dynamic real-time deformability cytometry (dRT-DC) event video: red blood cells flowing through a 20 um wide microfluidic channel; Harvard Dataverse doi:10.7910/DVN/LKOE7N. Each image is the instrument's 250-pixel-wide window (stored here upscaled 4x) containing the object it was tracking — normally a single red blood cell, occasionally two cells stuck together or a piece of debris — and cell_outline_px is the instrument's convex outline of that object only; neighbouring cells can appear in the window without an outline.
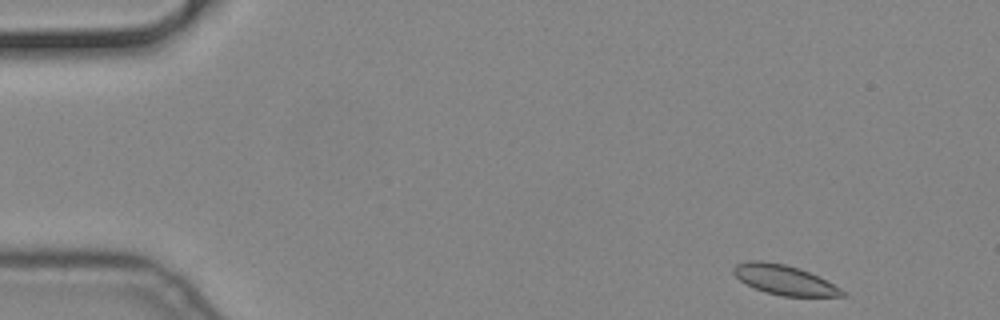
{"species": "common noctule bat (a hibernating species)", "species_latin": "Nyctalus noctula", "temperature_condition": "cold", "stored_images_in_passage": 37, "camera_frame_rate_fps": 3000, "um_per_image_px": 0.085, "animal": {"sex": "male", "body_mass_g": 19.2, "forearm_length_mm": 51.8}, "frame": {"image": 1, "passage_image": 1, "time_ms": 0.0, "image_size_px": [1000, 320], "cell_outline_px": [[848, 296], [780, 296], [764, 292], [740, 280], [732, 272], [732, 268], [736, 264], [748, 260], [764, 260], [784, 264], [800, 268], [820, 276], [848, 292]], "centroid_in_image_um": [66.71, 23.78], "position_along_channel_um": 18.3, "area_um2": 19.13}}
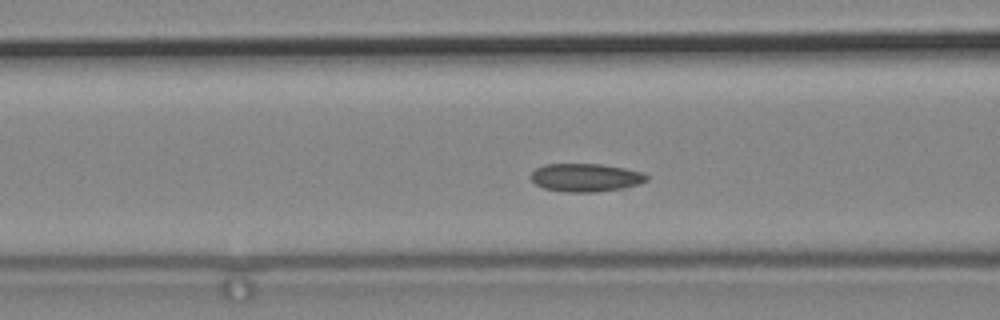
{"frame": {"image": 2, "passage_image": 18, "time_ms": 5.667, "image_size_px": [1000, 320], "cell_outline_px": [[648, 180], [640, 184], [620, 188], [596, 192], [568, 192], [544, 188], [536, 184], [532, 180], [532, 172], [536, 168], [544, 164], [600, 164], [624, 168], [644, 172], [648, 176]], "centroid_in_image_um": [49.81, 15.09], "position_along_channel_um": 116.8, "area_um2": 18.9}}
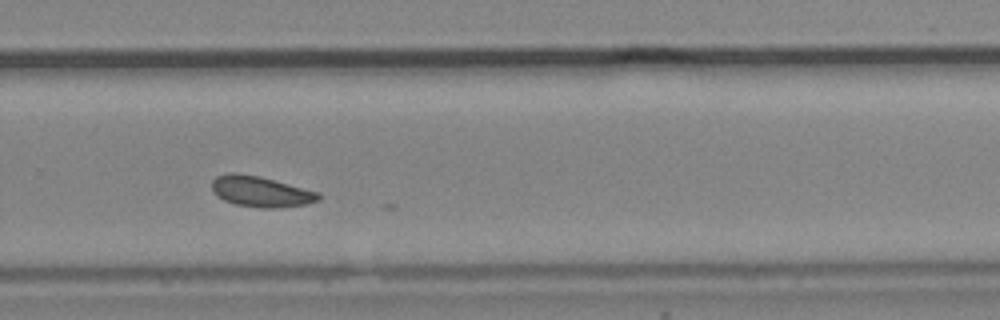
{"frame": {"image": 3, "passage_image": 34, "time_ms": 11.0, "image_size_px": [1000, 320], "cell_outline_px": [[324, 196], [320, 200], [308, 204], [276, 208], [260, 208], [236, 204], [224, 200], [216, 196], [212, 192], [212, 180], [216, 176], [228, 172], [236, 172], [260, 176], [320, 192]], "centroid_in_image_um": [22.19, 16.28], "position_along_channel_um": 307.6, "area_um2": 19.48}}